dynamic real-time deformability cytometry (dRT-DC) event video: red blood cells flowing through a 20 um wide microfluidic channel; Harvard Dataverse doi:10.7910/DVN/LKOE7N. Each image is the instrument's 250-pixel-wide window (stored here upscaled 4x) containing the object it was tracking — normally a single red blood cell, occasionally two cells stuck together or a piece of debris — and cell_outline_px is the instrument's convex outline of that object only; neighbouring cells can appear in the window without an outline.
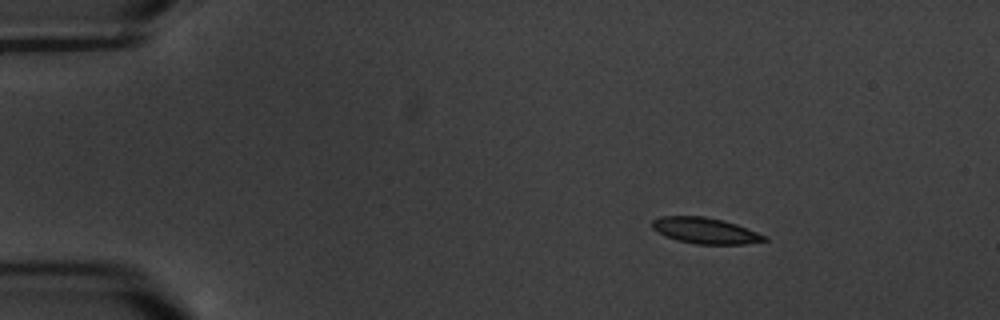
{"species": "common noctule bat (a hibernating species)", "species_latin": "Nyctalus noctula", "temperature_condition": "warm", "stored_images_in_passage": 6, "camera_frame_rate_fps": 3000, "um_per_image_px": 0.085, "animal": {"sex": "male", "body_mass_g": 20.1, "forearm_length_mm": 53.5}, "frame": {"image": 1, "passage_image": 1, "time_ms": 0.0, "image_size_px": [1000, 320], "cell_outline_px": [[768, 240], [744, 244], [696, 244], [676, 240], [664, 236], [652, 228], [652, 220], [660, 216], [704, 216], [724, 220], [736, 224], [768, 236]], "centroid_in_image_um": [59.94, 19.6], "position_along_channel_um": 25.1, "area_um2": 17.11}}
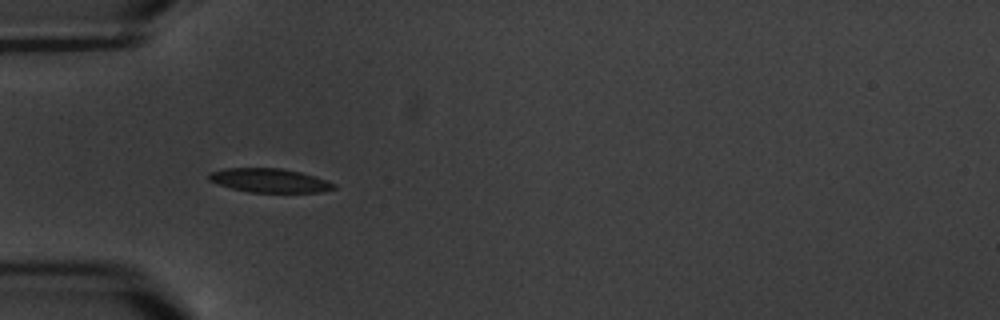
{"frame": {"image": 2, "passage_image": 4, "time_ms": 3.333, "image_size_px": [1000, 320], "cell_outline_px": [[336, 188], [320, 192], [252, 192], [232, 188], [216, 184], [208, 180], [208, 172], [224, 168], [280, 168], [300, 172], [316, 176], [336, 184]], "centroid_in_image_um": [22.88, 15.33], "position_along_channel_um": 62.1, "area_um2": 17.46}}
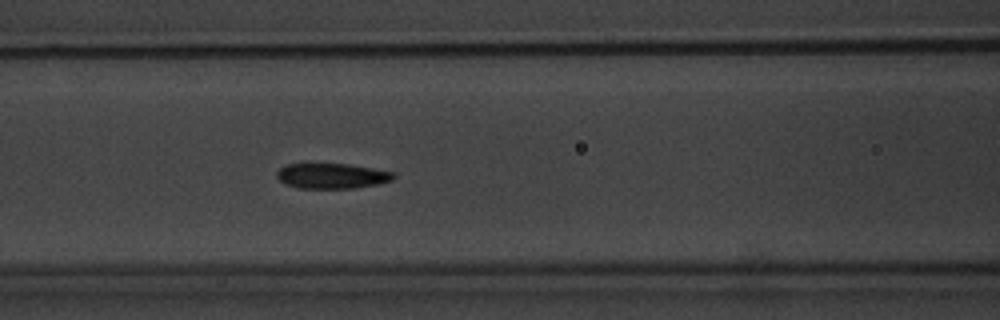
{"frame": {"image": 3, "passage_image": 6, "time_ms": 5.667, "image_size_px": [1000, 320], "cell_outline_px": [[396, 176], [392, 180], [380, 184], [356, 188], [296, 188], [284, 184], [276, 176], [276, 172], [280, 168], [288, 164], [348, 164], [396, 172]], "centroid_in_image_um": [28.24, 14.96], "position_along_channel_um": 138.4, "area_um2": 17.34}}